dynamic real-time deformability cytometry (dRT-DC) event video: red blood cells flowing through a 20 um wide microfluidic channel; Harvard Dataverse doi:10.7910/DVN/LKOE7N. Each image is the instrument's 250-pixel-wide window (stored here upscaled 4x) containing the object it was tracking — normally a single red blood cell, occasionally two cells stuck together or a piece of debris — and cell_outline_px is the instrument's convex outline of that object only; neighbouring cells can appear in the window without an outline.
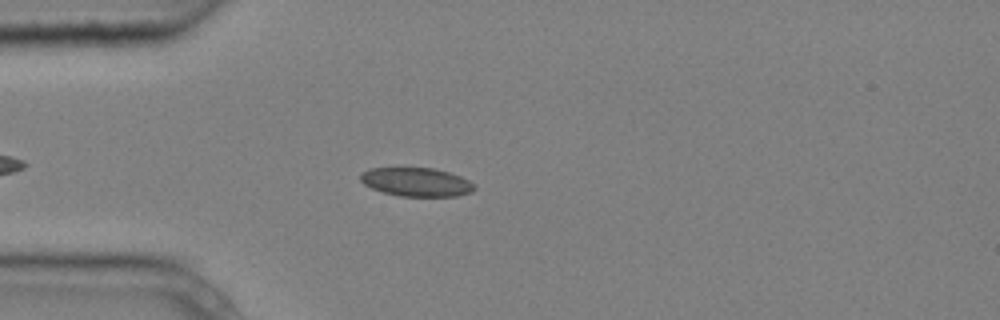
{"species": "common noctule bat (a hibernating species)", "species_latin": "Nyctalus noctula", "temperature_condition": "cold", "stored_images_in_passage": 5, "camera_frame_rate_fps": 3000, "um_per_image_px": 0.085, "animal": {"sex": "male", "body_mass_g": 20.4}, "frame": {"image": 1, "passage_image": 4, "time_ms": 1.0, "image_size_px": [1000, 320], "cell_outline_px": [[476, 188], [472, 192], [456, 196], [400, 196], [384, 192], [372, 188], [364, 184], [360, 180], [360, 172], [372, 168], [432, 168], [448, 172], [460, 176], [476, 184]], "centroid_in_image_um": [35.41, 15.47], "position_along_channel_um": 49.6, "area_um2": 19.02}}